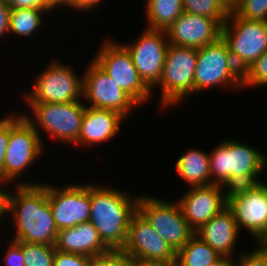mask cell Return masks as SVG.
<instances>
[{"instance_id": "cell-7", "label": "cell", "mask_w": 267, "mask_h": 266, "mask_svg": "<svg viewBox=\"0 0 267 266\" xmlns=\"http://www.w3.org/2000/svg\"><path fill=\"white\" fill-rule=\"evenodd\" d=\"M81 100L83 99L67 103H27L36 121L25 113L23 115L38 133L40 127V130L46 131L53 139L76 144L86 109Z\"/></svg>"}, {"instance_id": "cell-36", "label": "cell", "mask_w": 267, "mask_h": 266, "mask_svg": "<svg viewBox=\"0 0 267 266\" xmlns=\"http://www.w3.org/2000/svg\"><path fill=\"white\" fill-rule=\"evenodd\" d=\"M10 12L9 4L0 0V38L9 32Z\"/></svg>"}, {"instance_id": "cell-27", "label": "cell", "mask_w": 267, "mask_h": 266, "mask_svg": "<svg viewBox=\"0 0 267 266\" xmlns=\"http://www.w3.org/2000/svg\"><path fill=\"white\" fill-rule=\"evenodd\" d=\"M25 266H53L55 245L21 242Z\"/></svg>"}, {"instance_id": "cell-38", "label": "cell", "mask_w": 267, "mask_h": 266, "mask_svg": "<svg viewBox=\"0 0 267 266\" xmlns=\"http://www.w3.org/2000/svg\"><path fill=\"white\" fill-rule=\"evenodd\" d=\"M12 196V192L5 191V189H2L0 187V219H3L2 217L5 214H10V199Z\"/></svg>"}, {"instance_id": "cell-33", "label": "cell", "mask_w": 267, "mask_h": 266, "mask_svg": "<svg viewBox=\"0 0 267 266\" xmlns=\"http://www.w3.org/2000/svg\"><path fill=\"white\" fill-rule=\"evenodd\" d=\"M236 266H267V248L258 247L256 250H250L240 254Z\"/></svg>"}, {"instance_id": "cell-20", "label": "cell", "mask_w": 267, "mask_h": 266, "mask_svg": "<svg viewBox=\"0 0 267 266\" xmlns=\"http://www.w3.org/2000/svg\"><path fill=\"white\" fill-rule=\"evenodd\" d=\"M55 248L58 251L89 256L91 258L111 250L100 238L90 221L72 228L58 230Z\"/></svg>"}, {"instance_id": "cell-26", "label": "cell", "mask_w": 267, "mask_h": 266, "mask_svg": "<svg viewBox=\"0 0 267 266\" xmlns=\"http://www.w3.org/2000/svg\"><path fill=\"white\" fill-rule=\"evenodd\" d=\"M183 11L216 19L222 26L229 12L217 0H182Z\"/></svg>"}, {"instance_id": "cell-37", "label": "cell", "mask_w": 267, "mask_h": 266, "mask_svg": "<svg viewBox=\"0 0 267 266\" xmlns=\"http://www.w3.org/2000/svg\"><path fill=\"white\" fill-rule=\"evenodd\" d=\"M103 0H73L72 10L91 11L93 8H97Z\"/></svg>"}, {"instance_id": "cell-42", "label": "cell", "mask_w": 267, "mask_h": 266, "mask_svg": "<svg viewBox=\"0 0 267 266\" xmlns=\"http://www.w3.org/2000/svg\"><path fill=\"white\" fill-rule=\"evenodd\" d=\"M228 12H232L238 3V0H217Z\"/></svg>"}, {"instance_id": "cell-21", "label": "cell", "mask_w": 267, "mask_h": 266, "mask_svg": "<svg viewBox=\"0 0 267 266\" xmlns=\"http://www.w3.org/2000/svg\"><path fill=\"white\" fill-rule=\"evenodd\" d=\"M122 120L125 118L115 111L86 106L75 145L89 146L108 141L120 131Z\"/></svg>"}, {"instance_id": "cell-39", "label": "cell", "mask_w": 267, "mask_h": 266, "mask_svg": "<svg viewBox=\"0 0 267 266\" xmlns=\"http://www.w3.org/2000/svg\"><path fill=\"white\" fill-rule=\"evenodd\" d=\"M130 266H168V265L158 261H145L130 257Z\"/></svg>"}, {"instance_id": "cell-28", "label": "cell", "mask_w": 267, "mask_h": 266, "mask_svg": "<svg viewBox=\"0 0 267 266\" xmlns=\"http://www.w3.org/2000/svg\"><path fill=\"white\" fill-rule=\"evenodd\" d=\"M232 12L246 20L267 21V0H238Z\"/></svg>"}, {"instance_id": "cell-40", "label": "cell", "mask_w": 267, "mask_h": 266, "mask_svg": "<svg viewBox=\"0 0 267 266\" xmlns=\"http://www.w3.org/2000/svg\"><path fill=\"white\" fill-rule=\"evenodd\" d=\"M233 260V257L222 256L210 266H236V261L234 262Z\"/></svg>"}, {"instance_id": "cell-14", "label": "cell", "mask_w": 267, "mask_h": 266, "mask_svg": "<svg viewBox=\"0 0 267 266\" xmlns=\"http://www.w3.org/2000/svg\"><path fill=\"white\" fill-rule=\"evenodd\" d=\"M121 45L130 54L141 80L154 90L161 78L169 46L166 31L146 28L135 42Z\"/></svg>"}, {"instance_id": "cell-19", "label": "cell", "mask_w": 267, "mask_h": 266, "mask_svg": "<svg viewBox=\"0 0 267 266\" xmlns=\"http://www.w3.org/2000/svg\"><path fill=\"white\" fill-rule=\"evenodd\" d=\"M240 230L232 211L226 206L217 215L203 224L195 234L221 256L233 257Z\"/></svg>"}, {"instance_id": "cell-1", "label": "cell", "mask_w": 267, "mask_h": 266, "mask_svg": "<svg viewBox=\"0 0 267 266\" xmlns=\"http://www.w3.org/2000/svg\"><path fill=\"white\" fill-rule=\"evenodd\" d=\"M15 191L10 199V213L16 226L12 240L55 245L58 229L47 196V184L20 182Z\"/></svg>"}, {"instance_id": "cell-30", "label": "cell", "mask_w": 267, "mask_h": 266, "mask_svg": "<svg viewBox=\"0 0 267 266\" xmlns=\"http://www.w3.org/2000/svg\"><path fill=\"white\" fill-rule=\"evenodd\" d=\"M91 266H130V256L121 249L109 250L93 257Z\"/></svg>"}, {"instance_id": "cell-23", "label": "cell", "mask_w": 267, "mask_h": 266, "mask_svg": "<svg viewBox=\"0 0 267 266\" xmlns=\"http://www.w3.org/2000/svg\"><path fill=\"white\" fill-rule=\"evenodd\" d=\"M222 256L194 234L176 253L175 266H210Z\"/></svg>"}, {"instance_id": "cell-31", "label": "cell", "mask_w": 267, "mask_h": 266, "mask_svg": "<svg viewBox=\"0 0 267 266\" xmlns=\"http://www.w3.org/2000/svg\"><path fill=\"white\" fill-rule=\"evenodd\" d=\"M10 136V115H6L0 119V182L1 184H8L4 181V162L6 156V149L9 143Z\"/></svg>"}, {"instance_id": "cell-5", "label": "cell", "mask_w": 267, "mask_h": 266, "mask_svg": "<svg viewBox=\"0 0 267 266\" xmlns=\"http://www.w3.org/2000/svg\"><path fill=\"white\" fill-rule=\"evenodd\" d=\"M197 48L169 44L159 83L162 107L179 104L188 95L194 94V73Z\"/></svg>"}, {"instance_id": "cell-34", "label": "cell", "mask_w": 267, "mask_h": 266, "mask_svg": "<svg viewBox=\"0 0 267 266\" xmlns=\"http://www.w3.org/2000/svg\"><path fill=\"white\" fill-rule=\"evenodd\" d=\"M4 257L5 266H25L21 241L11 240Z\"/></svg>"}, {"instance_id": "cell-17", "label": "cell", "mask_w": 267, "mask_h": 266, "mask_svg": "<svg viewBox=\"0 0 267 266\" xmlns=\"http://www.w3.org/2000/svg\"><path fill=\"white\" fill-rule=\"evenodd\" d=\"M221 29L216 19L183 11L165 31L171 45L201 48L216 42L221 37Z\"/></svg>"}, {"instance_id": "cell-32", "label": "cell", "mask_w": 267, "mask_h": 266, "mask_svg": "<svg viewBox=\"0 0 267 266\" xmlns=\"http://www.w3.org/2000/svg\"><path fill=\"white\" fill-rule=\"evenodd\" d=\"M92 258L56 250L53 266H91Z\"/></svg>"}, {"instance_id": "cell-3", "label": "cell", "mask_w": 267, "mask_h": 266, "mask_svg": "<svg viewBox=\"0 0 267 266\" xmlns=\"http://www.w3.org/2000/svg\"><path fill=\"white\" fill-rule=\"evenodd\" d=\"M209 163L211 184L229 189L260 182L258 175L267 167V156L250 145L225 139L211 151Z\"/></svg>"}, {"instance_id": "cell-10", "label": "cell", "mask_w": 267, "mask_h": 266, "mask_svg": "<svg viewBox=\"0 0 267 266\" xmlns=\"http://www.w3.org/2000/svg\"><path fill=\"white\" fill-rule=\"evenodd\" d=\"M37 76L33 89L23 97L27 103H67L82 97L83 77L69 65L52 62Z\"/></svg>"}, {"instance_id": "cell-41", "label": "cell", "mask_w": 267, "mask_h": 266, "mask_svg": "<svg viewBox=\"0 0 267 266\" xmlns=\"http://www.w3.org/2000/svg\"><path fill=\"white\" fill-rule=\"evenodd\" d=\"M72 1L73 0H48L51 8L54 10L58 7L62 6H66V7H70L72 9Z\"/></svg>"}, {"instance_id": "cell-22", "label": "cell", "mask_w": 267, "mask_h": 266, "mask_svg": "<svg viewBox=\"0 0 267 266\" xmlns=\"http://www.w3.org/2000/svg\"><path fill=\"white\" fill-rule=\"evenodd\" d=\"M199 149L186 151L176 162V171L187 185L199 187L211 185L209 154Z\"/></svg>"}, {"instance_id": "cell-16", "label": "cell", "mask_w": 267, "mask_h": 266, "mask_svg": "<svg viewBox=\"0 0 267 266\" xmlns=\"http://www.w3.org/2000/svg\"><path fill=\"white\" fill-rule=\"evenodd\" d=\"M47 196L58 230L72 228L89 221L91 211L90 184L47 185Z\"/></svg>"}, {"instance_id": "cell-35", "label": "cell", "mask_w": 267, "mask_h": 266, "mask_svg": "<svg viewBox=\"0 0 267 266\" xmlns=\"http://www.w3.org/2000/svg\"><path fill=\"white\" fill-rule=\"evenodd\" d=\"M10 9H38V10H50L51 8L48 0H10L8 3Z\"/></svg>"}, {"instance_id": "cell-6", "label": "cell", "mask_w": 267, "mask_h": 266, "mask_svg": "<svg viewBox=\"0 0 267 266\" xmlns=\"http://www.w3.org/2000/svg\"><path fill=\"white\" fill-rule=\"evenodd\" d=\"M219 85L242 88V72L233 62L222 37L210 45L197 48L194 93Z\"/></svg>"}, {"instance_id": "cell-8", "label": "cell", "mask_w": 267, "mask_h": 266, "mask_svg": "<svg viewBox=\"0 0 267 266\" xmlns=\"http://www.w3.org/2000/svg\"><path fill=\"white\" fill-rule=\"evenodd\" d=\"M44 141L23 114L10 115V136L4 162V181L14 182L40 159ZM33 162V163H32Z\"/></svg>"}, {"instance_id": "cell-12", "label": "cell", "mask_w": 267, "mask_h": 266, "mask_svg": "<svg viewBox=\"0 0 267 266\" xmlns=\"http://www.w3.org/2000/svg\"><path fill=\"white\" fill-rule=\"evenodd\" d=\"M227 207L239 230L244 227L256 239L267 225V184L260 181L227 189Z\"/></svg>"}, {"instance_id": "cell-9", "label": "cell", "mask_w": 267, "mask_h": 266, "mask_svg": "<svg viewBox=\"0 0 267 266\" xmlns=\"http://www.w3.org/2000/svg\"><path fill=\"white\" fill-rule=\"evenodd\" d=\"M137 211L176 252L195 234L177 201L139 195Z\"/></svg>"}, {"instance_id": "cell-11", "label": "cell", "mask_w": 267, "mask_h": 266, "mask_svg": "<svg viewBox=\"0 0 267 266\" xmlns=\"http://www.w3.org/2000/svg\"><path fill=\"white\" fill-rule=\"evenodd\" d=\"M94 61L114 82L139 105L149 100L153 92L141 80L128 51L114 40L105 41Z\"/></svg>"}, {"instance_id": "cell-29", "label": "cell", "mask_w": 267, "mask_h": 266, "mask_svg": "<svg viewBox=\"0 0 267 266\" xmlns=\"http://www.w3.org/2000/svg\"><path fill=\"white\" fill-rule=\"evenodd\" d=\"M264 85H267V51L242 74V87Z\"/></svg>"}, {"instance_id": "cell-15", "label": "cell", "mask_w": 267, "mask_h": 266, "mask_svg": "<svg viewBox=\"0 0 267 266\" xmlns=\"http://www.w3.org/2000/svg\"><path fill=\"white\" fill-rule=\"evenodd\" d=\"M121 250L136 259L158 261L168 266H175L176 263L177 252L138 211L130 220L127 239Z\"/></svg>"}, {"instance_id": "cell-44", "label": "cell", "mask_w": 267, "mask_h": 266, "mask_svg": "<svg viewBox=\"0 0 267 266\" xmlns=\"http://www.w3.org/2000/svg\"><path fill=\"white\" fill-rule=\"evenodd\" d=\"M2 1H4V2H7V3H9V2H10V0H2Z\"/></svg>"}, {"instance_id": "cell-18", "label": "cell", "mask_w": 267, "mask_h": 266, "mask_svg": "<svg viewBox=\"0 0 267 266\" xmlns=\"http://www.w3.org/2000/svg\"><path fill=\"white\" fill-rule=\"evenodd\" d=\"M223 188L217 184L191 187L178 200L185 219L194 231L227 206V192L222 193Z\"/></svg>"}, {"instance_id": "cell-4", "label": "cell", "mask_w": 267, "mask_h": 266, "mask_svg": "<svg viewBox=\"0 0 267 266\" xmlns=\"http://www.w3.org/2000/svg\"><path fill=\"white\" fill-rule=\"evenodd\" d=\"M233 62L242 74L267 51V21L246 20L229 12L221 29Z\"/></svg>"}, {"instance_id": "cell-24", "label": "cell", "mask_w": 267, "mask_h": 266, "mask_svg": "<svg viewBox=\"0 0 267 266\" xmlns=\"http://www.w3.org/2000/svg\"><path fill=\"white\" fill-rule=\"evenodd\" d=\"M145 5L150 29L165 31L183 13L182 0H147Z\"/></svg>"}, {"instance_id": "cell-43", "label": "cell", "mask_w": 267, "mask_h": 266, "mask_svg": "<svg viewBox=\"0 0 267 266\" xmlns=\"http://www.w3.org/2000/svg\"><path fill=\"white\" fill-rule=\"evenodd\" d=\"M255 240L258 247L267 248V225L264 231Z\"/></svg>"}, {"instance_id": "cell-25", "label": "cell", "mask_w": 267, "mask_h": 266, "mask_svg": "<svg viewBox=\"0 0 267 266\" xmlns=\"http://www.w3.org/2000/svg\"><path fill=\"white\" fill-rule=\"evenodd\" d=\"M42 12H49V10L11 9L9 33H15L21 37H30L42 26Z\"/></svg>"}, {"instance_id": "cell-13", "label": "cell", "mask_w": 267, "mask_h": 266, "mask_svg": "<svg viewBox=\"0 0 267 266\" xmlns=\"http://www.w3.org/2000/svg\"><path fill=\"white\" fill-rule=\"evenodd\" d=\"M90 63L82 75V99L88 100V104L91 103L86 106L112 110L126 119L133 110L132 108L139 104L121 89L94 60Z\"/></svg>"}, {"instance_id": "cell-2", "label": "cell", "mask_w": 267, "mask_h": 266, "mask_svg": "<svg viewBox=\"0 0 267 266\" xmlns=\"http://www.w3.org/2000/svg\"><path fill=\"white\" fill-rule=\"evenodd\" d=\"M138 198L109 186L90 185L89 221L111 250L124 246L130 220L137 212Z\"/></svg>"}]
</instances>
